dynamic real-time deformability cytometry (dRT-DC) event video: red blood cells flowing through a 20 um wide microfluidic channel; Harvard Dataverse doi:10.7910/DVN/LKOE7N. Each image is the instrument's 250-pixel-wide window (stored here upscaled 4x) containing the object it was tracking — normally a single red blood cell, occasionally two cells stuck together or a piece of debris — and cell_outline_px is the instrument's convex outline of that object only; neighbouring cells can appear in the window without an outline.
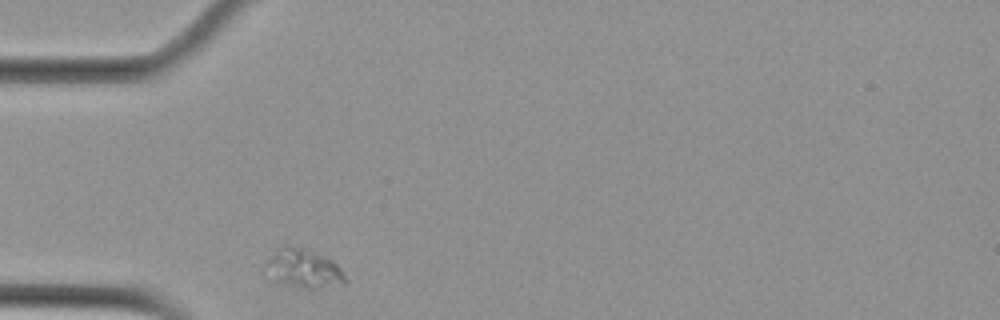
{"species": "Egyptian fruit bat (a non-hibernating species)", "species_latin": "Rousettus aegyptiacus", "temperature_condition": "cold", "stored_images_in_passage": 1, "camera_frame_rate_fps": 3000, "um_per_image_px": 0.085, "animal": {"sex": "female"}, "frame": {"image": 1, "passage_image": 1, "time_ms": 0.0, "image_size_px": [1000, 320], "cell_outline_px": [[348, 284], [316, 288], [304, 288], [276, 280], [260, 268], [264, 260], [280, 244], [292, 244], [304, 248], [324, 256], [332, 260], [340, 268], [348, 280]], "centroid_in_image_um": [25.73, 22.77], "position_along_channel_um": 59.3, "area_um2": 18.55}}